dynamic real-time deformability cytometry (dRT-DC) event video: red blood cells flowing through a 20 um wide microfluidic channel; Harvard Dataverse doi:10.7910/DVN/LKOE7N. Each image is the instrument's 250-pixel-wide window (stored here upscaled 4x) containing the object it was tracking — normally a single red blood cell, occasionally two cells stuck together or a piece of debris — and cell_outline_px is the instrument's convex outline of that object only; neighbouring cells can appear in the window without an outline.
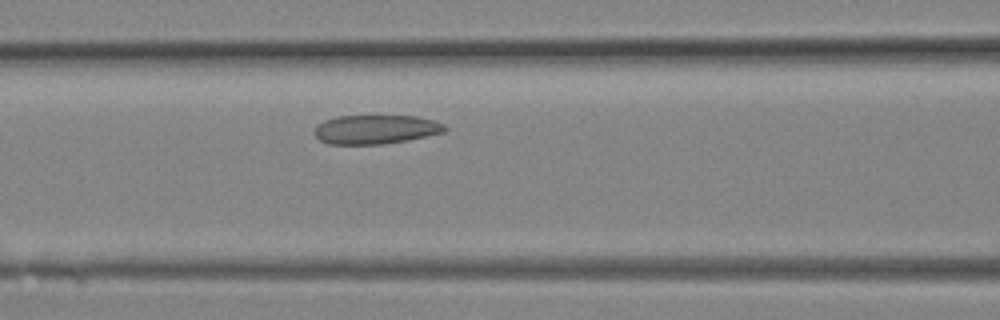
{"species": "Egyptian fruit bat (a non-hibernating species)", "species_latin": "Rousettus aegyptiacus", "temperature_condition": "room temperature", "stored_images_in_passage": 12, "camera_frame_rate_fps": 3000, "um_per_image_px": 0.085, "animal": {"sex": "female"}, "frame": {"image": 1, "passage_image": 7, "time_ms": 2.0, "image_size_px": [1000, 320], "cell_outline_px": [[448, 128], [444, 132], [408, 140], [384, 144], [328, 144], [320, 140], [312, 132], [316, 124], [324, 120], [336, 116], [416, 116], [432, 120], [444, 124]], "centroid_in_image_um": [31.89, 11.0], "position_along_channel_um": 134.7, "area_um2": 22.2}}
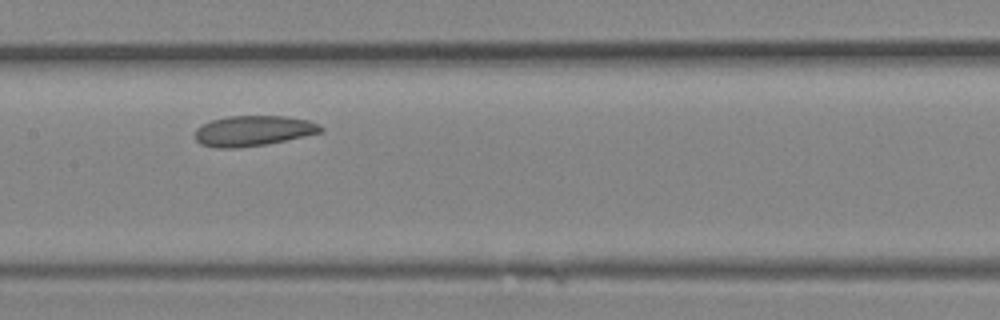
{"frame": {"image": 2, "passage_image": 9, "time_ms": 2.667, "image_size_px": [1000, 320], "cell_outline_px": [[324, 132], [264, 144], [236, 148], [216, 148], [200, 144], [196, 140], [196, 128], [212, 120], [228, 116], [284, 116], [308, 120], [320, 124], [324, 128]], "centroid_in_image_um": [21.54, 11.11], "position_along_channel_um": 185.9, "area_um2": 22.14}}
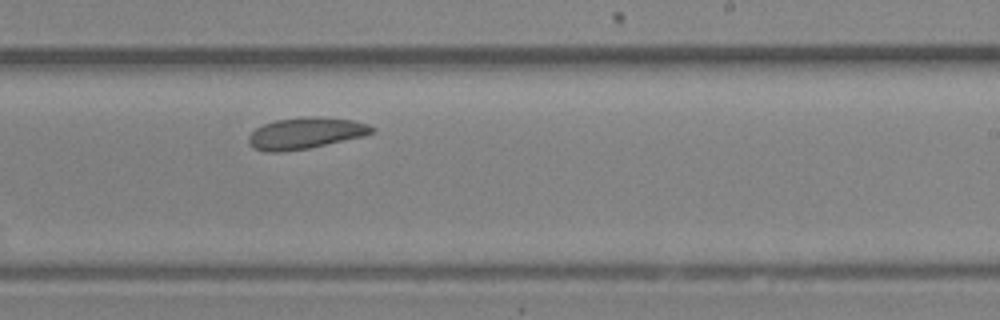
{"frame": {"image": 3, "passage_image": 12, "time_ms": 3.667, "image_size_px": [1000, 320], "cell_outline_px": [[376, 132], [364, 136], [308, 148], [280, 152], [264, 152], [252, 148], [248, 144], [248, 136], [256, 128], [264, 124], [276, 120], [304, 116], [320, 116], [352, 120], [368, 124], [376, 128]], "centroid_in_image_um": [25.97, 11.32], "position_along_channel_um": 263.0, "area_um2": 22.77}}